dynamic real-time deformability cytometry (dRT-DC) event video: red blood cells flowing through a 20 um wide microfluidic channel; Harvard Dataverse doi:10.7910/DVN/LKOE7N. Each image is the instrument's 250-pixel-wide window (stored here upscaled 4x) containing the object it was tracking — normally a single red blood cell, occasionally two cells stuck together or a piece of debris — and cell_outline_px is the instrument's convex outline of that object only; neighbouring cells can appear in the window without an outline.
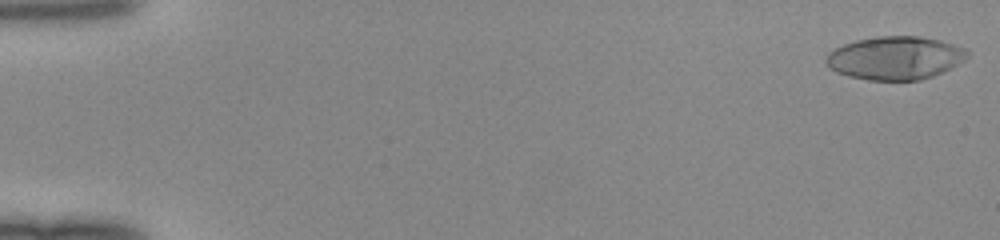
{"species": "human", "species_latin": "Homo sapiens", "temperature_condition": "room temperature", "stored_images_in_passage": 46, "camera_frame_rate_fps": 3000, "um_per_image_px": 0.085, "donor": {"sex": "female"}, "frame": {"image": 1, "passage_image": 1, "time_ms": 0.0, "image_size_px": [1000, 240], "cell_outline_px": [[968, 56], [964, 60], [932, 76], [920, 80], [868, 80], [848, 76], [836, 72], [828, 68], [824, 60], [828, 52], [844, 44], [856, 40], [876, 36], [920, 36], [940, 40], [968, 48]], "centroid_in_image_um": [76.06, 4.92], "position_along_channel_um": 8.9, "area_um2": 35.66}}
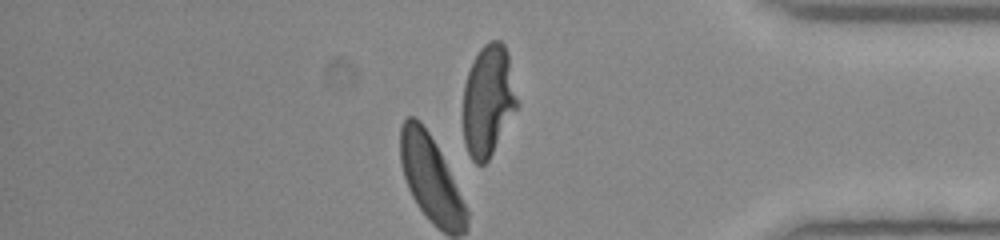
{"frame": {"image": 2, "passage_image": 42, "time_ms": 13.667, "image_size_px": [1000, 240], "cell_outline_px": [[520, 104], [488, 160], [484, 164], [476, 164], [472, 160], [468, 152], [464, 140], [464, 84], [472, 60], [480, 48], [488, 40], [500, 40], [504, 44], [508, 52]], "centroid_in_image_um": [41.52, 8.51], "position_along_channel_um": 393.7, "area_um2": 35.43}}